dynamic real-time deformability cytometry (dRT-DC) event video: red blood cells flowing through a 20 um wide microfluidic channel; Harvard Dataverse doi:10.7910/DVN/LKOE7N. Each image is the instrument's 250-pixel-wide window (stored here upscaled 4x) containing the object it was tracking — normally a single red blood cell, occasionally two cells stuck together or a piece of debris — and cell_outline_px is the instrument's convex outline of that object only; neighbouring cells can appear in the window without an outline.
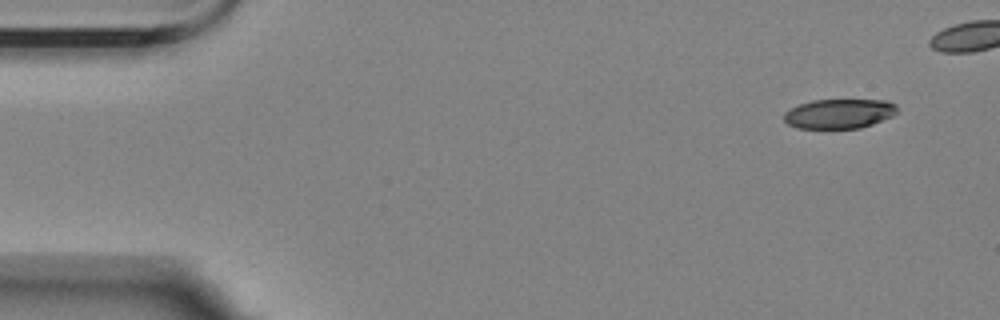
{"species": "Egyptian fruit bat (a non-hibernating species)", "species_latin": "Rousettus aegyptiacus", "temperature_condition": "room temperature", "stored_images_in_passage": 9, "camera_frame_rate_fps": 3000, "um_per_image_px": 0.085, "animal": {"sex": "female"}, "frame": {"image": 1, "passage_image": 1, "time_ms": 0.0, "image_size_px": [1000, 320], "cell_outline_px": [[896, 112], [892, 116], [872, 124], [860, 128], [796, 128], [788, 124], [784, 120], [784, 112], [788, 108], [812, 100], [888, 100], [896, 104]], "centroid_in_image_um": [71.3, 9.66], "position_along_channel_um": 13.7, "area_um2": 19.54}}
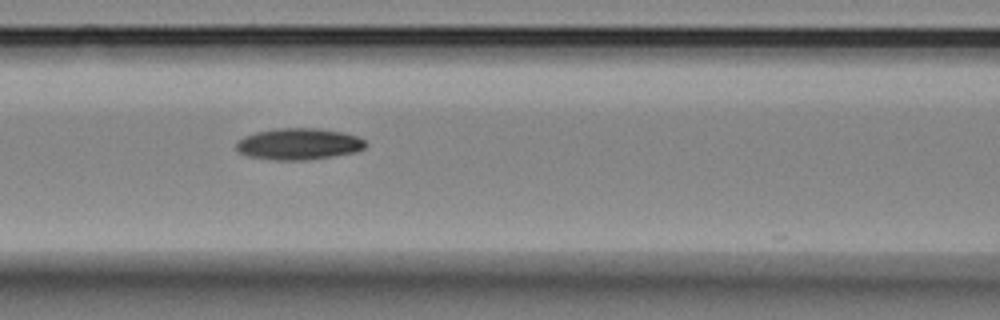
{"frame": {"image": 2, "passage_image": 7, "time_ms": 6.667, "image_size_px": [1000, 320], "cell_outline_px": [[368, 144], [364, 148], [356, 152], [332, 156], [304, 160], [276, 160], [248, 156], [236, 152], [236, 144], [244, 136], [256, 132], [276, 128], [320, 128], [344, 132], [356, 136], [364, 140]], "centroid_in_image_um": [25.39, 12.23], "position_along_channel_um": 141.2, "area_um2": 23.81}}
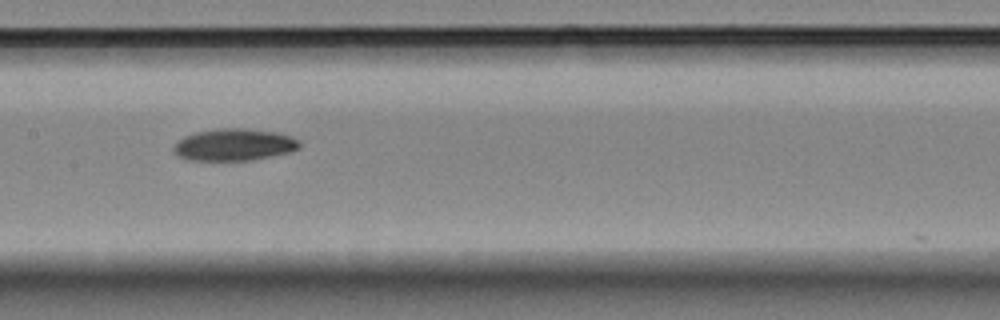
{"frame": {"image": 3, "passage_image": 8, "time_ms": 8.0, "image_size_px": [1000, 320], "cell_outline_px": [[300, 148], [292, 152], [248, 160], [188, 160], [176, 156], [172, 152], [172, 148], [176, 140], [184, 136], [196, 132], [224, 128], [244, 128], [276, 132], [292, 136], [300, 140]], "centroid_in_image_um": [19.88, 12.3], "position_along_channel_um": 187.5, "area_um2": 23.7}}